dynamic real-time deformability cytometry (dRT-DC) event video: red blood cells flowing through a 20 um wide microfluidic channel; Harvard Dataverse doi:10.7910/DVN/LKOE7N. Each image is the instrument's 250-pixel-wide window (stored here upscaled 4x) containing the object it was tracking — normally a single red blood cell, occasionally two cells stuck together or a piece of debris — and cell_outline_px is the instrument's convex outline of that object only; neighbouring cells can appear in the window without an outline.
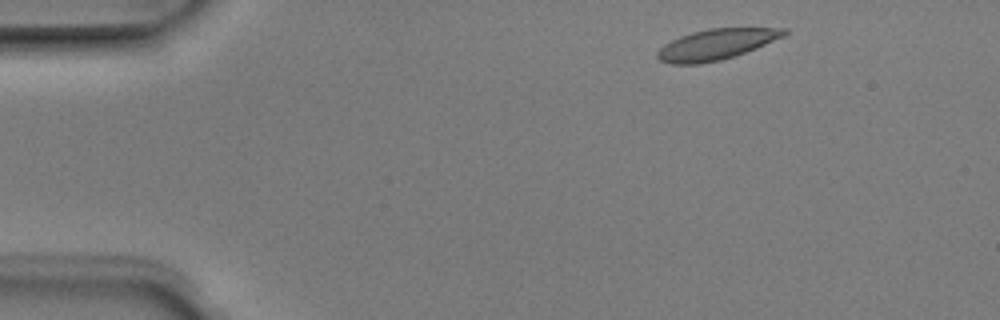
{"species": "Egyptian fruit bat (a non-hibernating species)", "species_latin": "Rousettus aegyptiacus", "temperature_condition": "room temperature", "stored_images_in_passage": 3, "camera_frame_rate_fps": 3000, "um_per_image_px": 0.085, "animal": {"sex": "male"}, "frame": {"image": 1, "passage_image": 1, "time_ms": 0.0, "image_size_px": [1000, 320], "cell_outline_px": [[788, 32], [784, 36], [756, 48], [720, 60], [696, 64], [672, 64], [660, 60], [656, 56], [656, 52], [664, 44], [680, 36], [692, 32], [708, 28], [788, 28]], "centroid_in_image_um": [60.86, 3.76], "position_along_channel_um": 24.1, "area_um2": 22.43}}